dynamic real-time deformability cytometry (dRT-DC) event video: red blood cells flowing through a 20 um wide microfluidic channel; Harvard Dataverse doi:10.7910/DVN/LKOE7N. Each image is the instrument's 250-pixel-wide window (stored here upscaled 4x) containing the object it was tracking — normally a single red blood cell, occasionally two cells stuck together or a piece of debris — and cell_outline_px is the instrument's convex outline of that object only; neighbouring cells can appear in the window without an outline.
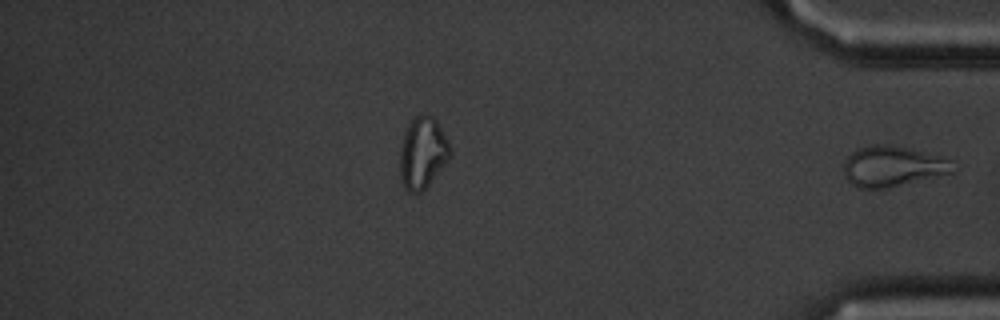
{"species": "common noctule bat (a hibernating species)", "species_latin": "Nyctalus noctula", "temperature_condition": "cold", "stored_images_in_passage": 38, "segment_of_instrument_passage": [2, 2], "camera_frame_rate_fps": 3000, "um_per_image_px": 0.085, "animal": {"sex": "male", "body_mass_g": 20.1, "forearm_length_mm": 53.5}, "frame": {"image": 1, "passage_image": 38, "time_ms": 12.333, "image_size_px": [1000, 320], "cell_outline_px": [[952, 172], [884, 188], [860, 188], [852, 184], [844, 176], [844, 160], [852, 152], [860, 148], [876, 144], [884, 144], [904, 148], [936, 156], [948, 160]], "centroid_in_image_um": [75.74, 14.14], "position_along_channel_um": 359.5, "area_um2": 24.57}}